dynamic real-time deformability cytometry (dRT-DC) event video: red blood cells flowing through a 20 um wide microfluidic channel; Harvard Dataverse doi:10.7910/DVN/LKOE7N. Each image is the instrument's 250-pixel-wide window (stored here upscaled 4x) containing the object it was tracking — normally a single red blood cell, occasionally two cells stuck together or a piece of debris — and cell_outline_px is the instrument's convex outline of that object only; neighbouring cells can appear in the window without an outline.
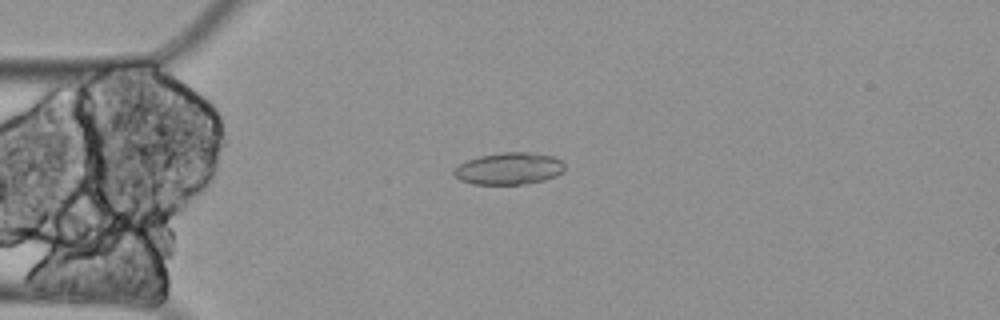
{"species": "Egyptian fruit bat (a non-hibernating species)", "species_latin": "Rousettus aegyptiacus", "temperature_condition": "cold", "stored_images_in_passage": 59, "camera_frame_rate_fps": 3000, "um_per_image_px": 0.085, "animal": {"sex": "female"}, "frame": {"image": 1, "passage_image": 15, "time_ms": 4.667, "image_size_px": [1000, 320], "cell_outline_px": [[564, 172], [556, 176], [544, 180], [524, 184], [472, 184], [460, 180], [452, 176], [452, 172], [460, 164], [468, 160], [480, 156], [500, 152], [528, 152], [552, 156], [560, 160], [564, 164]], "centroid_in_image_um": [43.25, 14.33], "position_along_channel_um": 41.7, "area_um2": 20.69}}
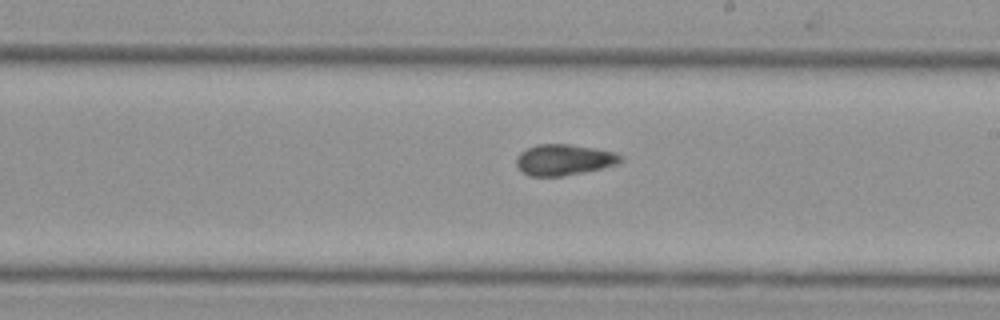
{"frame": {"image": 2, "passage_image": 34, "time_ms": 11.0, "image_size_px": [1000, 320], "cell_outline_px": [[624, 160], [616, 164], [600, 168], [560, 176], [528, 176], [516, 164], [516, 156], [520, 152], [536, 144], [568, 144], [596, 148], [616, 152], [624, 156]], "centroid_in_image_um": [47.95, 13.56], "position_along_channel_um": 241.1, "area_um2": 18.73}}
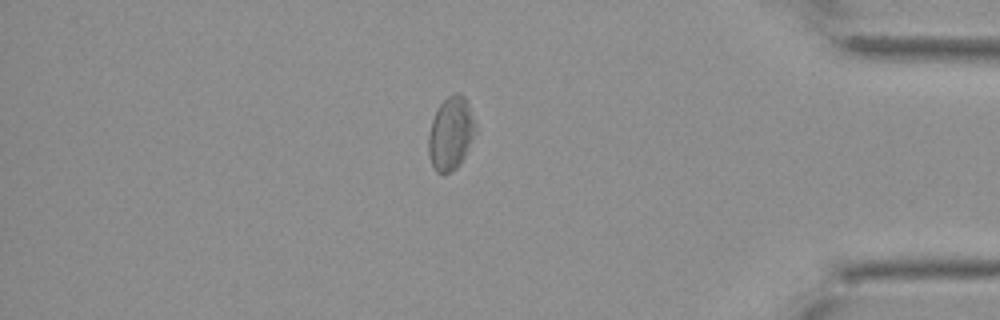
{"frame": {"image": 3, "passage_image": 51, "time_ms": 16.667, "image_size_px": [1000, 320], "cell_outline_px": [[476, 124], [472, 136], [464, 156], [460, 164], [452, 172], [436, 172], [428, 156], [428, 136], [432, 120], [440, 104], [448, 96], [456, 92], [464, 96], [468, 104]], "centroid_in_image_um": [38.29, 11.34], "position_along_channel_um": 396.9, "area_um2": 19.59}, "authors_computed_cell_mechanics": {"area_um2": 19.7676, "velocity_mm_per_s": 3.2984, "shape_relaxation_time_tau1_ms": null, "shape_relaxation_time_tau2_ms": 4.4529, "deformation_change_tau1": null, "deformation_change_tau2": 0.099}}